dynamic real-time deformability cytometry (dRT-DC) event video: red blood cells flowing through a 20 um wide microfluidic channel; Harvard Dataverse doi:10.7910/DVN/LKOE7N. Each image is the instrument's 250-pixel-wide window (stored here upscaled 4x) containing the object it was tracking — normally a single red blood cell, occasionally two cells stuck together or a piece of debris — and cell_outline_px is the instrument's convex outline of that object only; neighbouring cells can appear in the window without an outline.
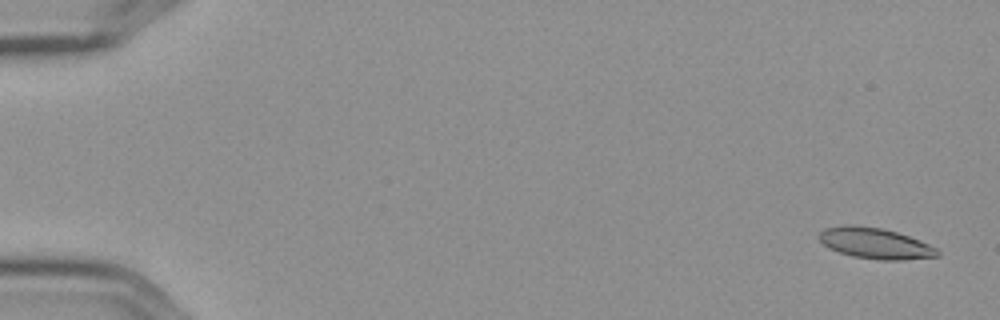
{"species": "Egyptian fruit bat (a non-hibernating species)", "species_latin": "Rousettus aegyptiacus", "temperature_condition": "cold", "stored_images_in_passage": 6, "camera_frame_rate_fps": 3000, "um_per_image_px": 0.085, "frame": {"image": 1, "passage_image": 1, "time_ms": 0.0, "image_size_px": [1000, 320], "cell_outline_px": [[940, 256], [900, 260], [880, 260], [852, 256], [828, 248], [816, 236], [824, 228], [852, 224], [880, 228], [896, 232], [908, 236], [928, 244], [936, 248], [940, 252]], "centroid_in_image_um": [74.36, 20.68], "position_along_channel_um": 10.6, "area_um2": 21.15}}
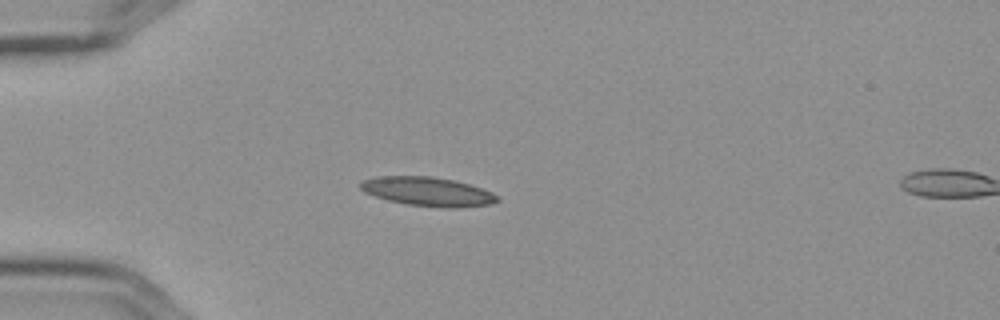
{"frame": {"image": 2, "passage_image": 5, "time_ms": 1.333, "image_size_px": [1000, 320], "cell_outline_px": [[500, 200], [492, 204], [452, 208], [448, 208], [408, 204], [388, 200], [364, 192], [360, 188], [360, 180], [376, 176], [432, 176], [452, 180], [468, 184], [492, 192]], "centroid_in_image_um": [36.32, 16.27], "position_along_channel_um": 48.7, "area_um2": 22.95}}